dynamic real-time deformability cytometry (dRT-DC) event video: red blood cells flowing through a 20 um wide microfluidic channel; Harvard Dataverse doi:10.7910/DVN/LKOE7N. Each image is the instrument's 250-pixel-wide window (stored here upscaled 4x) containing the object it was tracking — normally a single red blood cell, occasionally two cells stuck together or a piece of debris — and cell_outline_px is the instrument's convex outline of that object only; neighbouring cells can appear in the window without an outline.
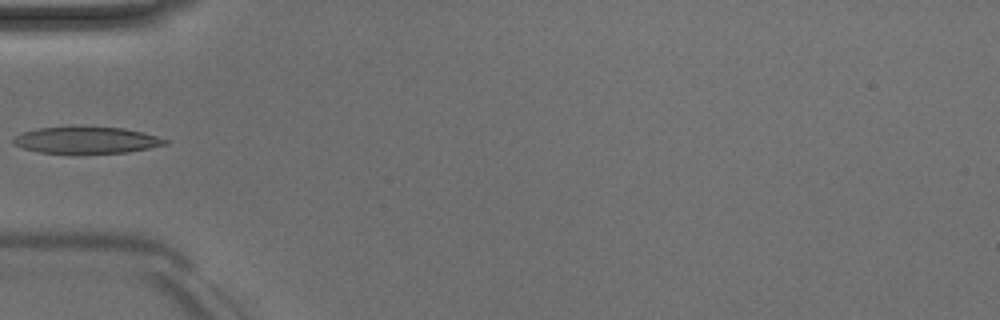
{"species": "Egyptian fruit bat (a non-hibernating species)", "species_latin": "Rousettus aegyptiacus", "temperature_condition": "room temperature", "stored_images_in_passage": 4, "camera_frame_rate_fps": 3000, "um_per_image_px": 0.085, "animal": {"sex": "male"}, "frame": {"image": 1, "passage_image": 3, "time_ms": 3.333, "image_size_px": [1000, 320], "cell_outline_px": [[168, 144], [128, 152], [76, 156], [40, 152], [24, 148], [12, 144], [12, 140], [16, 136], [24, 132], [40, 128], [72, 124], [124, 128], [144, 132], [168, 140]], "centroid_in_image_um": [7.33, 11.91], "position_along_channel_um": 77.7, "area_um2": 25.09}}